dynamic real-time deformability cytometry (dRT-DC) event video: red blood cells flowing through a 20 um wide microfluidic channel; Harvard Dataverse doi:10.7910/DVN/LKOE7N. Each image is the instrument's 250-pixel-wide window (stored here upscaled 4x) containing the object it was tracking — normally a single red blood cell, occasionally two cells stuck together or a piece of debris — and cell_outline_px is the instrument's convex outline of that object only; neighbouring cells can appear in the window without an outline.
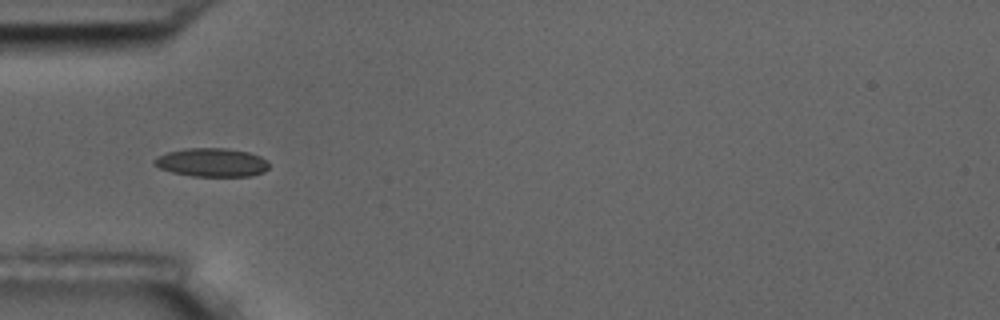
{"species": "common noctule bat (a hibernating species)", "species_latin": "Nyctalus noctula", "temperature_condition": "room temperature", "stored_images_in_passage": 8, "camera_frame_rate_fps": 3000, "um_per_image_px": 0.085, "animal": {"sex": "male", "body_mass_g": 17.5, "forearm_length_mm": 52.3}, "frame": {"image": 1, "passage_image": 6, "time_ms": 5.667, "image_size_px": [1000, 320], "cell_outline_px": [[268, 168], [264, 172], [252, 176], [192, 176], [172, 172], [160, 168], [152, 164], [152, 160], [156, 156], [168, 152], [188, 148], [224, 148], [248, 152], [260, 156], [268, 160]], "centroid_in_image_um": [17.99, 13.81], "position_along_channel_um": 67.0, "area_um2": 19.19}}